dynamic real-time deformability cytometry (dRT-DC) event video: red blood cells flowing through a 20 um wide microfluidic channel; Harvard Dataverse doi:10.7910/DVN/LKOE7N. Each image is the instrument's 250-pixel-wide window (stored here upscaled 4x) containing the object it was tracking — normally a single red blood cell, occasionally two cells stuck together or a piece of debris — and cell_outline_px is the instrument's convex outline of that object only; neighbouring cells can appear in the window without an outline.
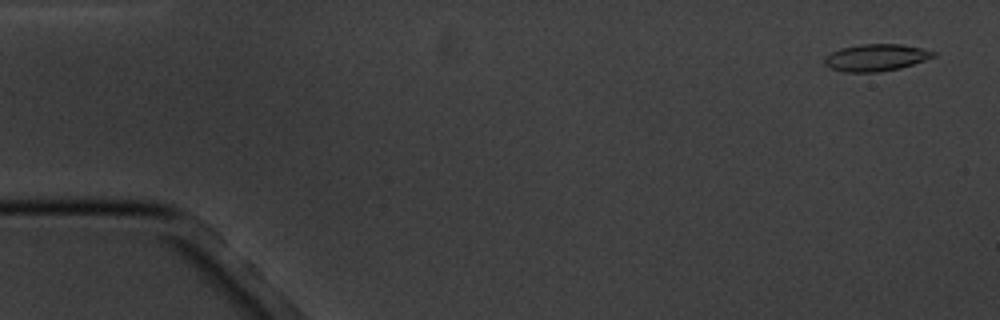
{"species": "common noctule bat (a hibernating species)", "species_latin": "Nyctalus noctula", "temperature_condition": "cold", "stored_images_in_passage": 5, "camera_frame_rate_fps": 3000, "um_per_image_px": 0.085, "animal": {"sex": "male", "body_mass_g": 20.1, "forearm_length_mm": 53.5}, "frame": {"image": 1, "passage_image": 1, "time_ms": 0.0, "image_size_px": [1000, 320], "cell_outline_px": [[936, 56], [900, 68], [880, 72], [844, 72], [832, 68], [824, 64], [824, 60], [832, 52], [840, 48], [860, 44], [900, 44], [920, 48], [936, 52]], "centroid_in_image_um": [74.46, 4.89], "position_along_channel_um": 10.5, "area_um2": 16.94}}